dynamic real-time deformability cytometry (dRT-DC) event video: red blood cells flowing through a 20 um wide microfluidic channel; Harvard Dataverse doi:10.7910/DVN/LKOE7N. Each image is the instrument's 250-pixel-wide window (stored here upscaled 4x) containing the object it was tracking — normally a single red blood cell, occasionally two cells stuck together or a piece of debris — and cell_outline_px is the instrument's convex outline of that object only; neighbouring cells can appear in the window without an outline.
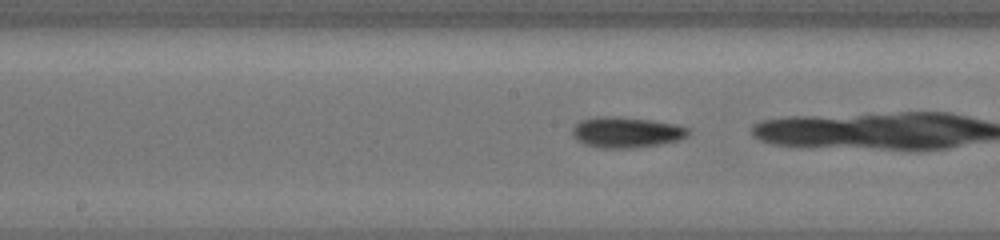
{"species": "common noctule bat (a hibernating species)", "species_latin": "Nyctalus noctula", "temperature_condition": "cold", "stored_images_in_passage": 27, "camera_frame_rate_fps": 3000, "um_per_image_px": 0.085, "animal": {"sex": "female", "body_mass_g": 19.5, "forearm_length_mm": 54.1}, "frame": {"image": 1, "passage_image": 17, "time_ms": 9.0, "image_size_px": [1000, 240], "cell_outline_px": [[692, 128], [688, 136], [680, 140], [660, 144], [632, 148], [600, 148], [584, 144], [576, 140], [572, 136], [572, 128], [580, 120], [596, 116], [608, 116], [652, 120], [680, 124]], "centroid_in_image_um": [53.28, 11.24], "position_along_channel_um": 194.9, "area_um2": 21.15}}
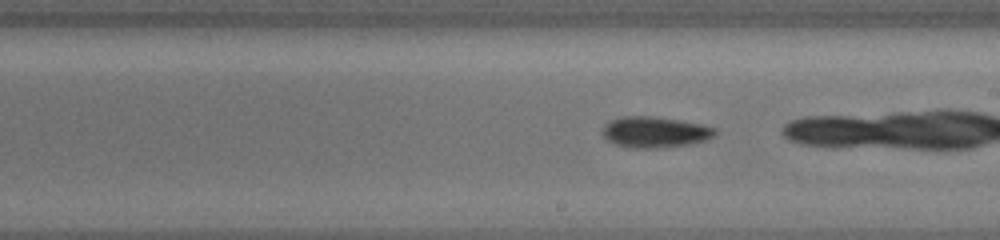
{"frame": {"image": 2, "passage_image": 19, "time_ms": 10.0, "image_size_px": [1000, 240], "cell_outline_px": [[716, 136], [692, 144], [656, 148], [632, 148], [616, 144], [608, 140], [604, 136], [604, 124], [612, 120], [624, 116], [648, 116], [676, 120], [700, 124], [716, 128]], "centroid_in_image_um": [55.69, 11.24], "position_along_channel_um": 233.3, "area_um2": 20.0}, "authors_computed_cell_mechanics": {"area_um2": 20.7502, "velocity_mm_per_s": 3.8629, "shape_relaxation_time_tau1_ms": 3.7844, "shape_relaxation_time_tau2_ms": null, "deformation_change_tau1": 0.113, "deformation_change_tau2": null}}